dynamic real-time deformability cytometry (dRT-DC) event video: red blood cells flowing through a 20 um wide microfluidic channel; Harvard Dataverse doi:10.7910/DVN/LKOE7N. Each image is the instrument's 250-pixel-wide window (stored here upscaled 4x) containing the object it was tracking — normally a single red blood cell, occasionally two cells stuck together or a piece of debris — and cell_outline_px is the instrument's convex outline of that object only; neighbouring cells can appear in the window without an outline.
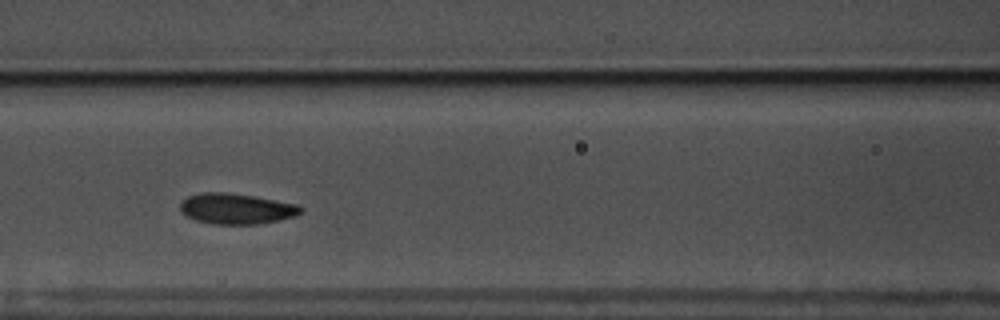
{"species": "common noctule bat (a hibernating species)", "species_latin": "Nyctalus noctula", "temperature_condition": "warm", "stored_images_in_passage": 49, "camera_frame_rate_fps": 3000, "um_per_image_px": 0.085, "animal": {"sex": "male", "body_mass_g": 17.5, "forearm_length_mm": 52.3}, "frame": {"image": 1, "passage_image": 17, "time_ms": 5.333, "image_size_px": [1000, 320], "cell_outline_px": [[304, 212], [296, 216], [256, 224], [212, 224], [196, 220], [188, 216], [180, 208], [180, 204], [188, 196], [200, 192], [228, 192], [252, 196], [296, 204], [304, 208]], "centroid_in_image_um": [20.11, 17.73], "position_along_channel_um": 146.5, "area_um2": 21.33}}
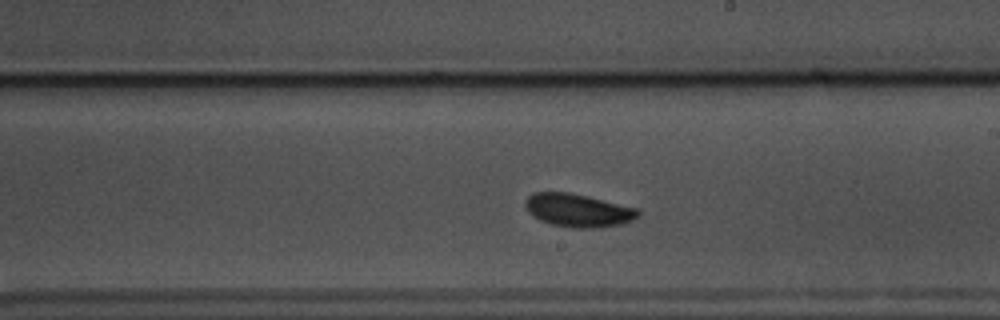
{"frame": {"image": 2, "passage_image": 25, "time_ms": 8.0, "image_size_px": [1000, 320], "cell_outline_px": [[640, 216], [624, 224], [596, 228], [576, 228], [552, 224], [540, 220], [532, 216], [528, 212], [524, 204], [524, 200], [532, 192], [568, 192], [588, 196], [640, 208]], "centroid_in_image_um": [49.16, 17.87], "position_along_channel_um": 239.8, "area_um2": 22.14}}
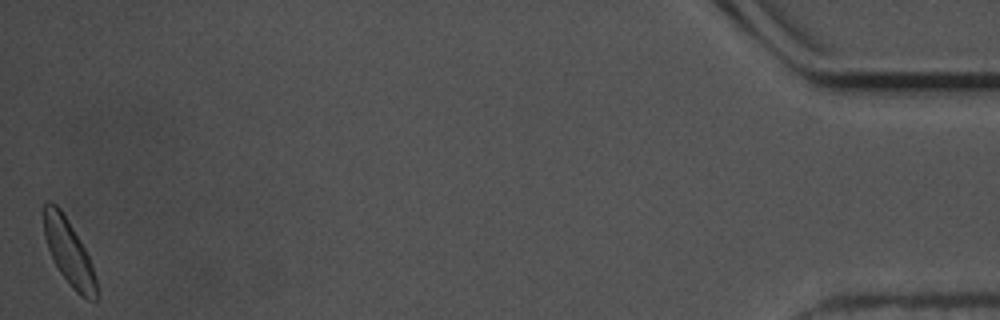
{"frame": {"image": 3, "passage_image": 49, "time_ms": 16.0, "image_size_px": [1000, 320], "cell_outline_px": [[96, 300], [88, 300], [80, 296], [72, 288], [60, 272], [48, 248], [44, 236], [44, 204], [48, 200], [56, 204], [60, 208], [84, 248], [92, 264], [96, 280]], "centroid_in_image_um": [5.84, 21.45], "position_along_channel_um": 429.4, "area_um2": 19.59}, "authors_computed_cell_mechanics": {"area_um2": 20.9236, "velocity_mm_per_s": 3.5236, "shape_relaxation_time_tau1_ms": 4.9829, "shape_relaxation_time_tau2_ms": null, "deformation_change_tau1": 0.1485, "deformation_change_tau2": null}}